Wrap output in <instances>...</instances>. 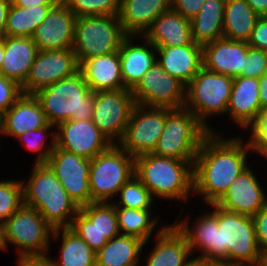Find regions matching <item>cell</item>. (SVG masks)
<instances>
[{"label": "cell", "instance_id": "cell-34", "mask_svg": "<svg viewBox=\"0 0 267 266\" xmlns=\"http://www.w3.org/2000/svg\"><path fill=\"white\" fill-rule=\"evenodd\" d=\"M260 18L245 0H226L224 7L223 37L248 42Z\"/></svg>", "mask_w": 267, "mask_h": 266}, {"label": "cell", "instance_id": "cell-54", "mask_svg": "<svg viewBox=\"0 0 267 266\" xmlns=\"http://www.w3.org/2000/svg\"><path fill=\"white\" fill-rule=\"evenodd\" d=\"M213 266H246V265H229V264H224V263H215Z\"/></svg>", "mask_w": 267, "mask_h": 266}, {"label": "cell", "instance_id": "cell-32", "mask_svg": "<svg viewBox=\"0 0 267 266\" xmlns=\"http://www.w3.org/2000/svg\"><path fill=\"white\" fill-rule=\"evenodd\" d=\"M58 243V258L53 257L55 266H96V252L90 248L70 228H58L53 231L51 241Z\"/></svg>", "mask_w": 267, "mask_h": 266}, {"label": "cell", "instance_id": "cell-14", "mask_svg": "<svg viewBox=\"0 0 267 266\" xmlns=\"http://www.w3.org/2000/svg\"><path fill=\"white\" fill-rule=\"evenodd\" d=\"M69 228L95 252L120 235L115 207L105 202L80 207Z\"/></svg>", "mask_w": 267, "mask_h": 266}, {"label": "cell", "instance_id": "cell-53", "mask_svg": "<svg viewBox=\"0 0 267 266\" xmlns=\"http://www.w3.org/2000/svg\"><path fill=\"white\" fill-rule=\"evenodd\" d=\"M260 156L263 157V161H265V159L267 160V147L258 155V157Z\"/></svg>", "mask_w": 267, "mask_h": 266}, {"label": "cell", "instance_id": "cell-1", "mask_svg": "<svg viewBox=\"0 0 267 266\" xmlns=\"http://www.w3.org/2000/svg\"><path fill=\"white\" fill-rule=\"evenodd\" d=\"M206 206L208 211L202 209L196 219L185 214L183 207L172 222L186 237L192 255L213 264L262 266L264 254L256 239L252 217L224 210L215 203Z\"/></svg>", "mask_w": 267, "mask_h": 266}, {"label": "cell", "instance_id": "cell-24", "mask_svg": "<svg viewBox=\"0 0 267 266\" xmlns=\"http://www.w3.org/2000/svg\"><path fill=\"white\" fill-rule=\"evenodd\" d=\"M157 62L170 76L185 86L203 66L202 45L195 43L184 46H156Z\"/></svg>", "mask_w": 267, "mask_h": 266}, {"label": "cell", "instance_id": "cell-7", "mask_svg": "<svg viewBox=\"0 0 267 266\" xmlns=\"http://www.w3.org/2000/svg\"><path fill=\"white\" fill-rule=\"evenodd\" d=\"M210 131L185 107L165 108V126L153 154L177 160H195Z\"/></svg>", "mask_w": 267, "mask_h": 266}, {"label": "cell", "instance_id": "cell-40", "mask_svg": "<svg viewBox=\"0 0 267 266\" xmlns=\"http://www.w3.org/2000/svg\"><path fill=\"white\" fill-rule=\"evenodd\" d=\"M244 133L248 134L245 139L253 154L255 153L253 156L259 155L267 147V108L260 112L259 118Z\"/></svg>", "mask_w": 267, "mask_h": 266}, {"label": "cell", "instance_id": "cell-9", "mask_svg": "<svg viewBox=\"0 0 267 266\" xmlns=\"http://www.w3.org/2000/svg\"><path fill=\"white\" fill-rule=\"evenodd\" d=\"M127 36L118 15L77 17L72 49L80 65L88 58L118 51Z\"/></svg>", "mask_w": 267, "mask_h": 266}, {"label": "cell", "instance_id": "cell-29", "mask_svg": "<svg viewBox=\"0 0 267 266\" xmlns=\"http://www.w3.org/2000/svg\"><path fill=\"white\" fill-rule=\"evenodd\" d=\"M143 36L155 46H184L193 42L190 20L172 8L160 14Z\"/></svg>", "mask_w": 267, "mask_h": 266}, {"label": "cell", "instance_id": "cell-4", "mask_svg": "<svg viewBox=\"0 0 267 266\" xmlns=\"http://www.w3.org/2000/svg\"><path fill=\"white\" fill-rule=\"evenodd\" d=\"M32 166L29 177L21 179L24 205L36 209L54 230L69 228L79 207L46 163Z\"/></svg>", "mask_w": 267, "mask_h": 266}, {"label": "cell", "instance_id": "cell-35", "mask_svg": "<svg viewBox=\"0 0 267 266\" xmlns=\"http://www.w3.org/2000/svg\"><path fill=\"white\" fill-rule=\"evenodd\" d=\"M53 6L22 8L11 4L6 21L4 36L32 37L35 29L46 18Z\"/></svg>", "mask_w": 267, "mask_h": 266}, {"label": "cell", "instance_id": "cell-8", "mask_svg": "<svg viewBox=\"0 0 267 266\" xmlns=\"http://www.w3.org/2000/svg\"><path fill=\"white\" fill-rule=\"evenodd\" d=\"M135 158L118 144L90 159L89 186L91 203H112L120 188L132 177Z\"/></svg>", "mask_w": 267, "mask_h": 266}, {"label": "cell", "instance_id": "cell-43", "mask_svg": "<svg viewBox=\"0 0 267 266\" xmlns=\"http://www.w3.org/2000/svg\"><path fill=\"white\" fill-rule=\"evenodd\" d=\"M252 219L259 248L264 254L267 251V205L260 209Z\"/></svg>", "mask_w": 267, "mask_h": 266}, {"label": "cell", "instance_id": "cell-18", "mask_svg": "<svg viewBox=\"0 0 267 266\" xmlns=\"http://www.w3.org/2000/svg\"><path fill=\"white\" fill-rule=\"evenodd\" d=\"M252 165L251 163L232 182L225 194L215 203L218 207L253 217L267 205V189H264L266 186L261 184L259 173L256 174L257 170L253 169Z\"/></svg>", "mask_w": 267, "mask_h": 266}, {"label": "cell", "instance_id": "cell-5", "mask_svg": "<svg viewBox=\"0 0 267 266\" xmlns=\"http://www.w3.org/2000/svg\"><path fill=\"white\" fill-rule=\"evenodd\" d=\"M46 119L57 125L66 120H91L94 113V92L85 82L82 73L57 81L37 91Z\"/></svg>", "mask_w": 267, "mask_h": 266}, {"label": "cell", "instance_id": "cell-16", "mask_svg": "<svg viewBox=\"0 0 267 266\" xmlns=\"http://www.w3.org/2000/svg\"><path fill=\"white\" fill-rule=\"evenodd\" d=\"M46 164L54 172L70 198L80 208L91 203L89 186L90 159L55 146Z\"/></svg>", "mask_w": 267, "mask_h": 266}, {"label": "cell", "instance_id": "cell-15", "mask_svg": "<svg viewBox=\"0 0 267 266\" xmlns=\"http://www.w3.org/2000/svg\"><path fill=\"white\" fill-rule=\"evenodd\" d=\"M79 72V63L72 48L39 51L29 74L21 85L23 94L37 91Z\"/></svg>", "mask_w": 267, "mask_h": 266}, {"label": "cell", "instance_id": "cell-25", "mask_svg": "<svg viewBox=\"0 0 267 266\" xmlns=\"http://www.w3.org/2000/svg\"><path fill=\"white\" fill-rule=\"evenodd\" d=\"M144 266H184L193 256L186 237L171 222L157 236Z\"/></svg>", "mask_w": 267, "mask_h": 266}, {"label": "cell", "instance_id": "cell-33", "mask_svg": "<svg viewBox=\"0 0 267 266\" xmlns=\"http://www.w3.org/2000/svg\"><path fill=\"white\" fill-rule=\"evenodd\" d=\"M226 0H205L198 14L190 20L192 39L204 45L223 37Z\"/></svg>", "mask_w": 267, "mask_h": 266}, {"label": "cell", "instance_id": "cell-49", "mask_svg": "<svg viewBox=\"0 0 267 266\" xmlns=\"http://www.w3.org/2000/svg\"><path fill=\"white\" fill-rule=\"evenodd\" d=\"M260 17H267V0H245Z\"/></svg>", "mask_w": 267, "mask_h": 266}, {"label": "cell", "instance_id": "cell-50", "mask_svg": "<svg viewBox=\"0 0 267 266\" xmlns=\"http://www.w3.org/2000/svg\"><path fill=\"white\" fill-rule=\"evenodd\" d=\"M259 98L262 111L267 108V74L259 79Z\"/></svg>", "mask_w": 267, "mask_h": 266}, {"label": "cell", "instance_id": "cell-48", "mask_svg": "<svg viewBox=\"0 0 267 266\" xmlns=\"http://www.w3.org/2000/svg\"><path fill=\"white\" fill-rule=\"evenodd\" d=\"M12 0H0V37H4L7 15Z\"/></svg>", "mask_w": 267, "mask_h": 266}, {"label": "cell", "instance_id": "cell-13", "mask_svg": "<svg viewBox=\"0 0 267 266\" xmlns=\"http://www.w3.org/2000/svg\"><path fill=\"white\" fill-rule=\"evenodd\" d=\"M137 104L149 107L182 108L186 100V86L170 76L156 61L131 90Z\"/></svg>", "mask_w": 267, "mask_h": 266}, {"label": "cell", "instance_id": "cell-26", "mask_svg": "<svg viewBox=\"0 0 267 266\" xmlns=\"http://www.w3.org/2000/svg\"><path fill=\"white\" fill-rule=\"evenodd\" d=\"M79 71L93 92L124 89L118 51L84 60Z\"/></svg>", "mask_w": 267, "mask_h": 266}, {"label": "cell", "instance_id": "cell-20", "mask_svg": "<svg viewBox=\"0 0 267 266\" xmlns=\"http://www.w3.org/2000/svg\"><path fill=\"white\" fill-rule=\"evenodd\" d=\"M118 52L124 89L132 90L156 62V46L143 35H128Z\"/></svg>", "mask_w": 267, "mask_h": 266}, {"label": "cell", "instance_id": "cell-41", "mask_svg": "<svg viewBox=\"0 0 267 266\" xmlns=\"http://www.w3.org/2000/svg\"><path fill=\"white\" fill-rule=\"evenodd\" d=\"M266 51L248 48L245 58L244 70L240 76L261 78L266 74Z\"/></svg>", "mask_w": 267, "mask_h": 266}, {"label": "cell", "instance_id": "cell-30", "mask_svg": "<svg viewBox=\"0 0 267 266\" xmlns=\"http://www.w3.org/2000/svg\"><path fill=\"white\" fill-rule=\"evenodd\" d=\"M147 244L137 237L120 234L96 252V266H141L142 251Z\"/></svg>", "mask_w": 267, "mask_h": 266}, {"label": "cell", "instance_id": "cell-2", "mask_svg": "<svg viewBox=\"0 0 267 266\" xmlns=\"http://www.w3.org/2000/svg\"><path fill=\"white\" fill-rule=\"evenodd\" d=\"M245 136L210 132L202 141L193 163V195L203 200L201 204L216 203L250 165L253 152Z\"/></svg>", "mask_w": 267, "mask_h": 266}, {"label": "cell", "instance_id": "cell-55", "mask_svg": "<svg viewBox=\"0 0 267 266\" xmlns=\"http://www.w3.org/2000/svg\"><path fill=\"white\" fill-rule=\"evenodd\" d=\"M262 266H267V258L263 259V265Z\"/></svg>", "mask_w": 267, "mask_h": 266}, {"label": "cell", "instance_id": "cell-57", "mask_svg": "<svg viewBox=\"0 0 267 266\" xmlns=\"http://www.w3.org/2000/svg\"><path fill=\"white\" fill-rule=\"evenodd\" d=\"M266 61H267V51H266ZM266 65H267V63H266ZM266 74H267V69H266Z\"/></svg>", "mask_w": 267, "mask_h": 266}, {"label": "cell", "instance_id": "cell-27", "mask_svg": "<svg viewBox=\"0 0 267 266\" xmlns=\"http://www.w3.org/2000/svg\"><path fill=\"white\" fill-rule=\"evenodd\" d=\"M38 52L39 49L31 37L4 36V58L0 74L16 81L21 86Z\"/></svg>", "mask_w": 267, "mask_h": 266}, {"label": "cell", "instance_id": "cell-42", "mask_svg": "<svg viewBox=\"0 0 267 266\" xmlns=\"http://www.w3.org/2000/svg\"><path fill=\"white\" fill-rule=\"evenodd\" d=\"M21 95V86L0 74V116L9 110Z\"/></svg>", "mask_w": 267, "mask_h": 266}, {"label": "cell", "instance_id": "cell-44", "mask_svg": "<svg viewBox=\"0 0 267 266\" xmlns=\"http://www.w3.org/2000/svg\"><path fill=\"white\" fill-rule=\"evenodd\" d=\"M250 48L267 51V17H260L248 41Z\"/></svg>", "mask_w": 267, "mask_h": 266}, {"label": "cell", "instance_id": "cell-51", "mask_svg": "<svg viewBox=\"0 0 267 266\" xmlns=\"http://www.w3.org/2000/svg\"><path fill=\"white\" fill-rule=\"evenodd\" d=\"M0 251H7L5 221L0 220Z\"/></svg>", "mask_w": 267, "mask_h": 266}, {"label": "cell", "instance_id": "cell-10", "mask_svg": "<svg viewBox=\"0 0 267 266\" xmlns=\"http://www.w3.org/2000/svg\"><path fill=\"white\" fill-rule=\"evenodd\" d=\"M5 230L7 251L12 245L18 256L51 252L54 229L34 208L23 204L5 221Z\"/></svg>", "mask_w": 267, "mask_h": 266}, {"label": "cell", "instance_id": "cell-45", "mask_svg": "<svg viewBox=\"0 0 267 266\" xmlns=\"http://www.w3.org/2000/svg\"><path fill=\"white\" fill-rule=\"evenodd\" d=\"M205 0H171V8L188 20L193 19Z\"/></svg>", "mask_w": 267, "mask_h": 266}, {"label": "cell", "instance_id": "cell-23", "mask_svg": "<svg viewBox=\"0 0 267 266\" xmlns=\"http://www.w3.org/2000/svg\"><path fill=\"white\" fill-rule=\"evenodd\" d=\"M48 123L35 95L22 93L13 106L0 116V137L16 139L21 134L40 129Z\"/></svg>", "mask_w": 267, "mask_h": 266}, {"label": "cell", "instance_id": "cell-52", "mask_svg": "<svg viewBox=\"0 0 267 266\" xmlns=\"http://www.w3.org/2000/svg\"><path fill=\"white\" fill-rule=\"evenodd\" d=\"M4 58V37H0V69Z\"/></svg>", "mask_w": 267, "mask_h": 266}, {"label": "cell", "instance_id": "cell-6", "mask_svg": "<svg viewBox=\"0 0 267 266\" xmlns=\"http://www.w3.org/2000/svg\"><path fill=\"white\" fill-rule=\"evenodd\" d=\"M233 78L211 71L204 66L186 86L184 107L191 111L198 120L213 133L225 134L218 131L208 121L220 115L226 116L227 106L232 91Z\"/></svg>", "mask_w": 267, "mask_h": 266}, {"label": "cell", "instance_id": "cell-38", "mask_svg": "<svg viewBox=\"0 0 267 266\" xmlns=\"http://www.w3.org/2000/svg\"><path fill=\"white\" fill-rule=\"evenodd\" d=\"M23 204L21 179H0V220L6 221Z\"/></svg>", "mask_w": 267, "mask_h": 266}, {"label": "cell", "instance_id": "cell-37", "mask_svg": "<svg viewBox=\"0 0 267 266\" xmlns=\"http://www.w3.org/2000/svg\"><path fill=\"white\" fill-rule=\"evenodd\" d=\"M118 194V199L112 201L114 207L156 209L158 206H155V199L148 188L135 175L120 188Z\"/></svg>", "mask_w": 267, "mask_h": 266}, {"label": "cell", "instance_id": "cell-19", "mask_svg": "<svg viewBox=\"0 0 267 266\" xmlns=\"http://www.w3.org/2000/svg\"><path fill=\"white\" fill-rule=\"evenodd\" d=\"M76 19L73 12L59 0L31 37L39 51L72 48Z\"/></svg>", "mask_w": 267, "mask_h": 266}, {"label": "cell", "instance_id": "cell-47", "mask_svg": "<svg viewBox=\"0 0 267 266\" xmlns=\"http://www.w3.org/2000/svg\"><path fill=\"white\" fill-rule=\"evenodd\" d=\"M59 0H12V4L22 8L34 6H54Z\"/></svg>", "mask_w": 267, "mask_h": 266}, {"label": "cell", "instance_id": "cell-22", "mask_svg": "<svg viewBox=\"0 0 267 266\" xmlns=\"http://www.w3.org/2000/svg\"><path fill=\"white\" fill-rule=\"evenodd\" d=\"M261 112L259 78L239 76L233 78L232 91L227 106L228 121L245 131Z\"/></svg>", "mask_w": 267, "mask_h": 266}, {"label": "cell", "instance_id": "cell-56", "mask_svg": "<svg viewBox=\"0 0 267 266\" xmlns=\"http://www.w3.org/2000/svg\"><path fill=\"white\" fill-rule=\"evenodd\" d=\"M264 258H267V251L264 253Z\"/></svg>", "mask_w": 267, "mask_h": 266}, {"label": "cell", "instance_id": "cell-17", "mask_svg": "<svg viewBox=\"0 0 267 266\" xmlns=\"http://www.w3.org/2000/svg\"><path fill=\"white\" fill-rule=\"evenodd\" d=\"M56 147L92 159L112 143L91 120H66L55 126Z\"/></svg>", "mask_w": 267, "mask_h": 266}, {"label": "cell", "instance_id": "cell-36", "mask_svg": "<svg viewBox=\"0 0 267 266\" xmlns=\"http://www.w3.org/2000/svg\"><path fill=\"white\" fill-rule=\"evenodd\" d=\"M55 139V125L50 123L40 129L27 131L16 138L29 153H35L34 164L46 163L55 149Z\"/></svg>", "mask_w": 267, "mask_h": 266}, {"label": "cell", "instance_id": "cell-3", "mask_svg": "<svg viewBox=\"0 0 267 266\" xmlns=\"http://www.w3.org/2000/svg\"><path fill=\"white\" fill-rule=\"evenodd\" d=\"M193 163L194 160L144 154L135 158L134 175L155 200L178 201L176 204L181 209L179 202L187 204L193 196Z\"/></svg>", "mask_w": 267, "mask_h": 266}, {"label": "cell", "instance_id": "cell-12", "mask_svg": "<svg viewBox=\"0 0 267 266\" xmlns=\"http://www.w3.org/2000/svg\"><path fill=\"white\" fill-rule=\"evenodd\" d=\"M135 105L131 90L94 91L92 121L112 144H117L124 134Z\"/></svg>", "mask_w": 267, "mask_h": 266}, {"label": "cell", "instance_id": "cell-21", "mask_svg": "<svg viewBox=\"0 0 267 266\" xmlns=\"http://www.w3.org/2000/svg\"><path fill=\"white\" fill-rule=\"evenodd\" d=\"M248 42L219 38L202 45L203 66L231 78L239 77L244 70Z\"/></svg>", "mask_w": 267, "mask_h": 266}, {"label": "cell", "instance_id": "cell-46", "mask_svg": "<svg viewBox=\"0 0 267 266\" xmlns=\"http://www.w3.org/2000/svg\"><path fill=\"white\" fill-rule=\"evenodd\" d=\"M51 253L17 256V266H55Z\"/></svg>", "mask_w": 267, "mask_h": 266}, {"label": "cell", "instance_id": "cell-39", "mask_svg": "<svg viewBox=\"0 0 267 266\" xmlns=\"http://www.w3.org/2000/svg\"><path fill=\"white\" fill-rule=\"evenodd\" d=\"M76 17L118 15L120 0H60Z\"/></svg>", "mask_w": 267, "mask_h": 266}, {"label": "cell", "instance_id": "cell-11", "mask_svg": "<svg viewBox=\"0 0 267 266\" xmlns=\"http://www.w3.org/2000/svg\"><path fill=\"white\" fill-rule=\"evenodd\" d=\"M164 126L165 107H149L136 103L117 144L134 158L153 153Z\"/></svg>", "mask_w": 267, "mask_h": 266}, {"label": "cell", "instance_id": "cell-28", "mask_svg": "<svg viewBox=\"0 0 267 266\" xmlns=\"http://www.w3.org/2000/svg\"><path fill=\"white\" fill-rule=\"evenodd\" d=\"M170 8L171 0H120L118 19L128 35H143Z\"/></svg>", "mask_w": 267, "mask_h": 266}, {"label": "cell", "instance_id": "cell-31", "mask_svg": "<svg viewBox=\"0 0 267 266\" xmlns=\"http://www.w3.org/2000/svg\"><path fill=\"white\" fill-rule=\"evenodd\" d=\"M153 210L115 207L120 234L137 237L144 242L151 241L149 239H153L168 225L167 222L160 226L161 215H154Z\"/></svg>", "mask_w": 267, "mask_h": 266}]
</instances>
